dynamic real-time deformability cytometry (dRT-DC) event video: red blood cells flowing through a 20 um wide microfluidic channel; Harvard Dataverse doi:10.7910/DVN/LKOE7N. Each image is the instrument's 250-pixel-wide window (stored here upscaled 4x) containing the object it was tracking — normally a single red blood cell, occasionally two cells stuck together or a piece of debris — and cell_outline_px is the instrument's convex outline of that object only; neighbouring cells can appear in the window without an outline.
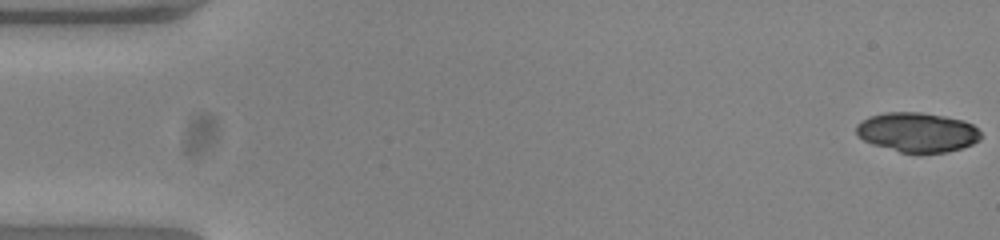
{"species": "common noctule bat (a hibernating species)", "species_latin": "Nyctalus noctula", "temperature_condition": "warm", "stored_images_in_passage": 52, "camera_frame_rate_fps": 3000, "um_per_image_px": 0.085, "animal": {"sex": "female", "body_mass_g": 23.0, "forearm_length_mm": 53.4}, "frame": {"image": 1, "passage_image": 1, "time_ms": 0.0, "image_size_px": [1000, 240], "cell_outline_px": [[980, 140], [972, 144], [948, 152], [920, 156], [916, 156], [900, 152], [872, 144], [856, 136], [856, 124], [868, 116], [884, 112], [920, 112], [944, 116], [964, 120], [972, 124], [980, 132]], "centroid_in_image_um": [77.95, 11.27], "position_along_channel_um": 7.1, "area_um2": 29.48}}
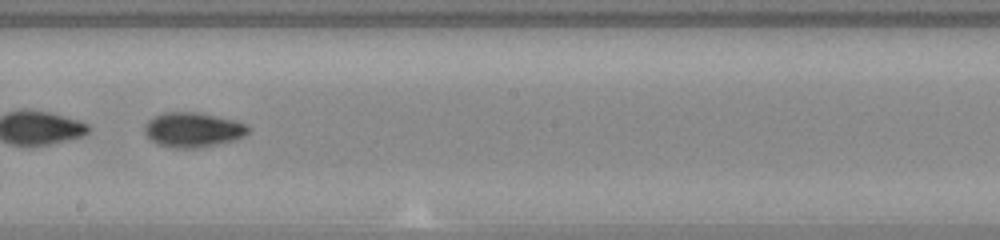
{"frame": {"image": 2, "passage_image": 30, "time_ms": 9.667, "image_size_px": [1000, 240], "cell_outline_px": [[252, 128], [244, 136], [236, 140], [200, 148], [172, 148], [156, 144], [144, 132], [144, 124], [148, 120], [164, 112], [200, 112], [236, 120], [248, 124]], "centroid_in_image_um": [16.44, 11.03], "position_along_channel_um": 231.8, "area_um2": 21.39}, "authors_computed_cell_mechanics": {"area_um2": 25.2297, "velocity_mm_per_s": 3.8979, "shape_relaxation_time_tau1_ms": 3.2328, "shape_relaxation_time_tau2_ms": 1.7403, "deformation_change_tau1": 0.1846, "deformation_change_tau2": 0.0514}}